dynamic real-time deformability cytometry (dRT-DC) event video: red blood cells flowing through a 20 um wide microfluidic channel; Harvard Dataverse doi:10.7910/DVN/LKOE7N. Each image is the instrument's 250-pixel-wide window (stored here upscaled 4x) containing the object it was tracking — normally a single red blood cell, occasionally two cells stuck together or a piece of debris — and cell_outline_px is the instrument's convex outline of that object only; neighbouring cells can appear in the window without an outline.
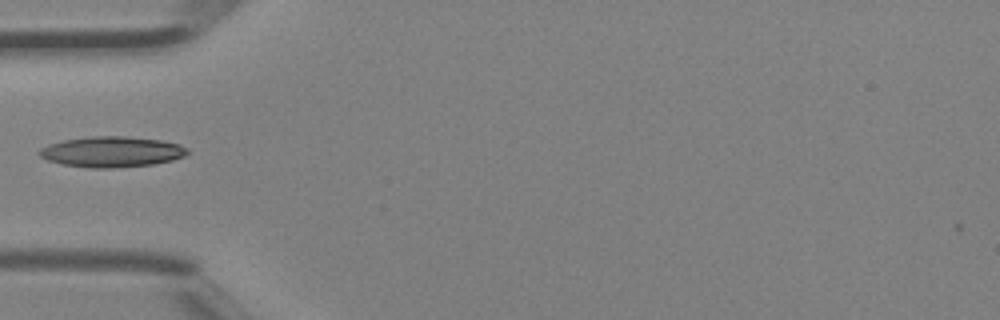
{"species": "Egyptian fruit bat (a non-hibernating species)", "species_latin": "Rousettus aegyptiacus", "temperature_condition": "room temperature", "stored_images_in_passage": 31, "camera_frame_rate_fps": 3000, "um_per_image_px": 0.085, "animal": {"sex": "female"}, "frame": {"image": 1, "passage_image": 1, "time_ms": 0.0, "image_size_px": [1000, 320], "cell_outline_px": [[188, 152], [184, 156], [172, 160], [152, 164], [112, 168], [92, 168], [64, 164], [48, 160], [40, 156], [36, 152], [40, 148], [48, 144], [64, 140], [92, 136], [124, 136], [160, 140], [180, 144], [188, 148]], "centroid_in_image_um": [9.49, 12.9], "position_along_channel_um": 75.5, "area_um2": 26.3}}
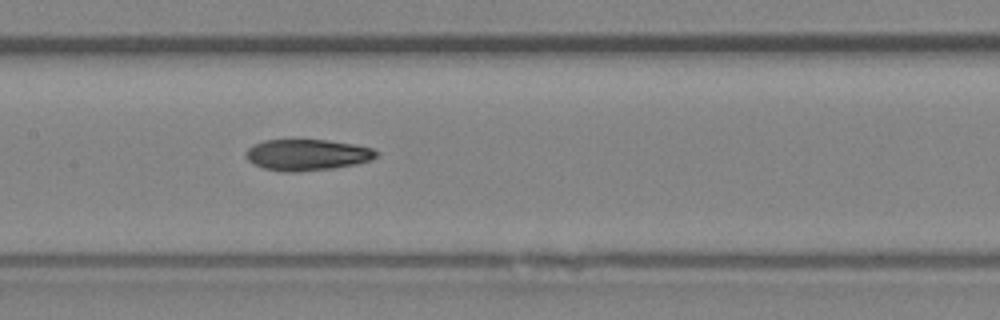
{"frame": {"image": 2, "passage_image": 8, "time_ms": 2.333, "image_size_px": [1000, 320], "cell_outline_px": [[380, 152], [372, 160], [356, 164], [336, 168], [296, 172], [288, 172], [264, 168], [252, 164], [244, 156], [244, 152], [252, 144], [264, 140], [328, 140], [352, 144], [372, 148]], "centroid_in_image_um": [26.08, 13.16], "position_along_channel_um": 181.3, "area_um2": 23.93}}
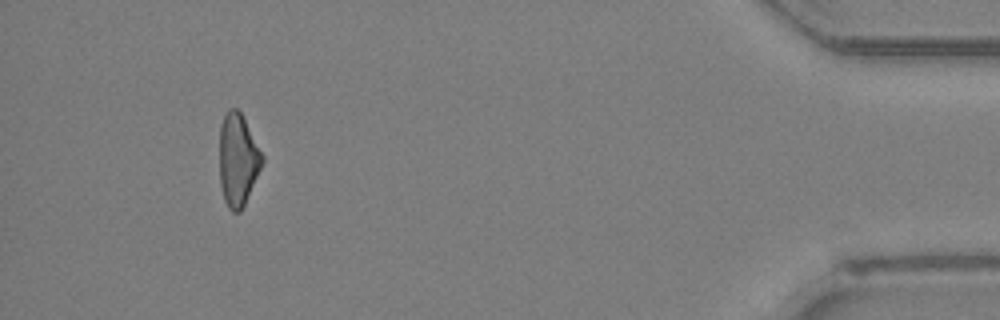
{"frame": {"image": 3, "passage_image": 28, "time_ms": 9.0, "image_size_px": [1000, 320], "cell_outline_px": [[264, 160], [244, 204], [240, 212], [232, 212], [228, 208], [224, 200], [220, 184], [220, 124], [228, 108], [236, 108], [240, 112], [264, 156]], "centroid_in_image_um": [20.2, 13.58], "position_along_channel_um": 415.0, "area_um2": 22.72}}